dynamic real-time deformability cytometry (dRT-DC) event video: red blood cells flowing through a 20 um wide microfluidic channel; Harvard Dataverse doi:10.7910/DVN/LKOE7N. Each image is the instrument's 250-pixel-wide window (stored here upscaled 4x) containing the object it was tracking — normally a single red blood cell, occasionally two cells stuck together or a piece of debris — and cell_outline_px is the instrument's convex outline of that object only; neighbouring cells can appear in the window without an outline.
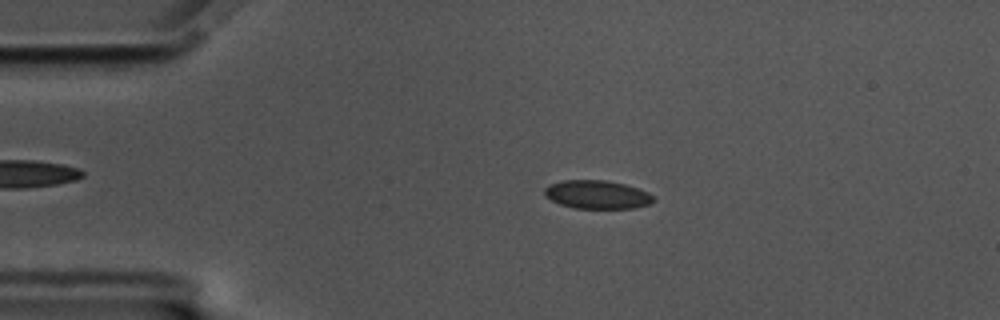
{"species": "common noctule bat (a hibernating species)", "species_latin": "Nyctalus noctula", "temperature_condition": "cold", "stored_images_in_passage": 57, "camera_frame_rate_fps": 3000, "um_per_image_px": 0.085, "animal": {"sex": "male", "body_mass_g": 17.5, "forearm_length_mm": 52.3}, "frame": {"image": 1, "passage_image": 11, "time_ms": 3.333, "image_size_px": [1000, 320], "cell_outline_px": [[656, 200], [648, 204], [632, 208], [572, 208], [560, 204], [544, 196], [544, 188], [552, 184], [564, 180], [604, 180], [624, 184], [648, 192]], "centroid_in_image_um": [50.73, 16.54], "position_along_channel_um": 34.3, "area_um2": 17.86}}
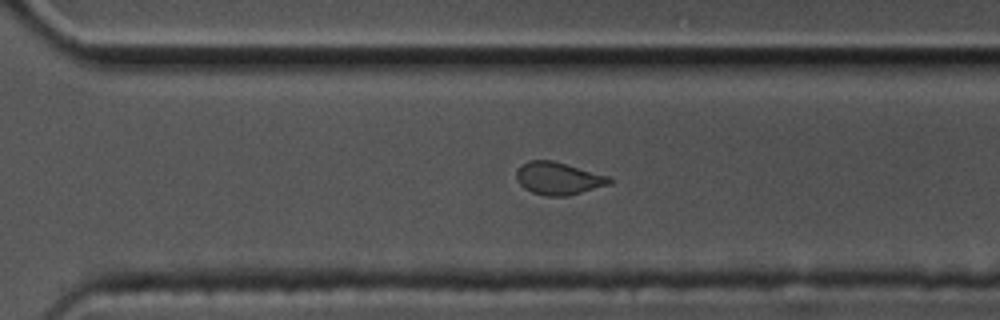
{"frame": {"image": 2, "passage_image": 39, "time_ms": 12.667, "image_size_px": [1000, 320], "cell_outline_px": [[612, 184], [568, 196], [548, 196], [532, 192], [524, 188], [516, 180], [516, 172], [528, 160], [552, 160], [612, 176]], "centroid_in_image_um": [47.52, 15.16], "position_along_channel_um": 323.1, "area_um2": 17.8}}
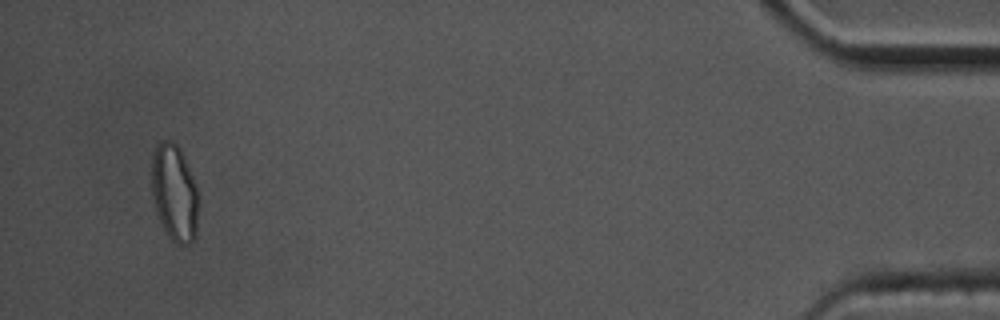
{"frame": {"image": 3, "passage_image": 54, "time_ms": 17.667, "image_size_px": [1000, 320], "cell_outline_px": [[196, 236], [188, 244], [176, 244], [168, 236], [160, 224], [156, 212], [152, 196], [152, 156], [156, 144], [164, 140], [172, 140], [180, 148], [184, 156], [196, 188]], "centroid_in_image_um": [14.78, 16.38], "position_along_channel_um": 420.4, "area_um2": 26.13}, "authors_computed_cell_mechanics": {"area_um2": 18.0336, "velocity_mm_per_s": 3.5017, "shape_relaxation_time_tau1_ms": null, "shape_relaxation_time_tau2_ms": 1.137, "deformation_change_tau1": null, "deformation_change_tau2": 0.0455}}